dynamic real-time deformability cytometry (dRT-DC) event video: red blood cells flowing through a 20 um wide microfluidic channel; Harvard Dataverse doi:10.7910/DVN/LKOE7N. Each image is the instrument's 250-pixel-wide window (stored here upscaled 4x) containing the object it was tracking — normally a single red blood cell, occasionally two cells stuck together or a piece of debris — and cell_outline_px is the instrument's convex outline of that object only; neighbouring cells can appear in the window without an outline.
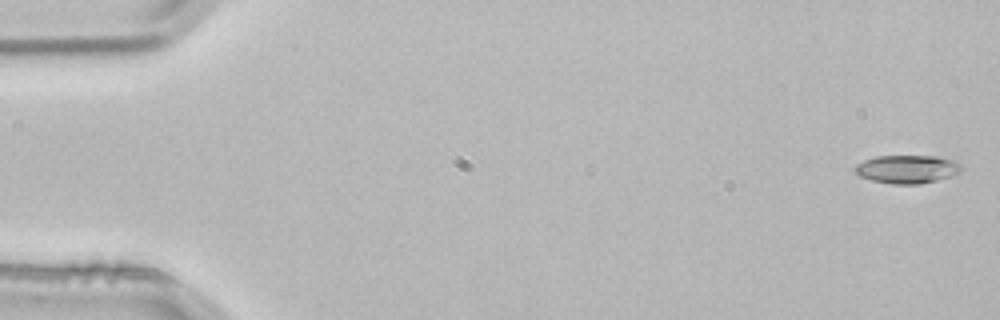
{"species": "common noctule bat (a hibernating species)", "species_latin": "Nyctalus noctula", "temperature_condition": "room temperature", "stored_images_in_passage": 4, "segment_of_instrument_passage": [2, 2], "camera_frame_rate_fps": 3000, "um_per_image_px": 0.085, "animal": {"sex": "male", "body_mass_g": 21.5, "forearm_length_mm": 52.0}, "frame": {"image": 1, "passage_image": 4, "time_ms": 1.0, "image_size_px": [1000, 320], "cell_outline_px": [[964, 168], [960, 172], [936, 180], [920, 184], [892, 184], [872, 180], [860, 176], [852, 168], [856, 164], [864, 160], [876, 156], [936, 156], [952, 160]], "centroid_in_image_um": [77.07, 14.37], "position_along_channel_um": 7.9, "area_um2": 17.4}}